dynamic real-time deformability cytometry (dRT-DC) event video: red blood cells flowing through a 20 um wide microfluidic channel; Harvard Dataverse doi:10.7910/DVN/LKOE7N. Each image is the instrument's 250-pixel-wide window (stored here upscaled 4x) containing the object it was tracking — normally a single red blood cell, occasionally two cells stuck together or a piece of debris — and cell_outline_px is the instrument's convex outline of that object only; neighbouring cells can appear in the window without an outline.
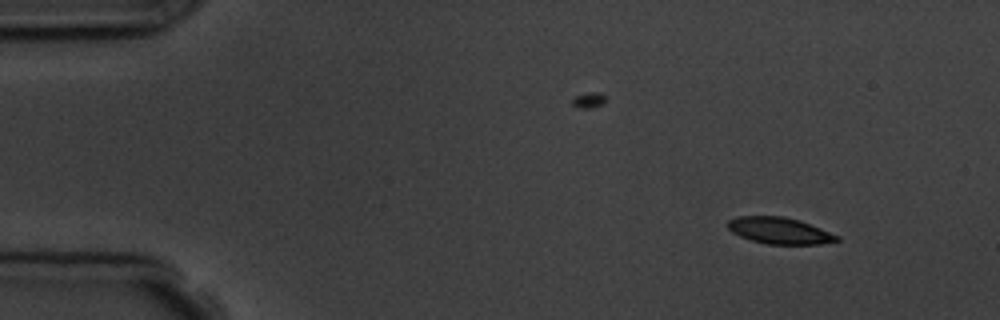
{"species": "common noctule bat (a hibernating species)", "species_latin": "Nyctalus noctula", "temperature_condition": "room temperature", "stored_images_in_passage": 4, "camera_frame_rate_fps": 3000, "um_per_image_px": 0.085, "animal": {"sex": "male", "body_mass_g": 19.5, "forearm_length_mm": 54.6}, "frame": {"image": 1, "passage_image": 1, "time_ms": 0.0, "image_size_px": [1000, 320], "cell_outline_px": [[840, 240], [820, 244], [768, 244], [752, 240], [740, 236], [732, 232], [728, 228], [728, 220], [736, 216], [784, 216], [800, 220], [840, 236]], "centroid_in_image_um": [66.26, 19.59], "position_along_channel_um": 18.7, "area_um2": 16.82}}
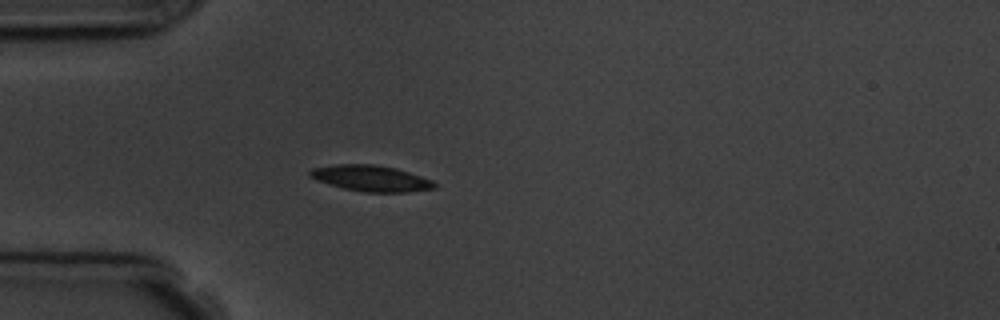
{"frame": {"image": 2, "passage_image": 4, "time_ms": 3.333, "image_size_px": [1000, 320], "cell_outline_px": [[436, 188], [408, 192], [364, 192], [344, 188], [328, 184], [316, 180], [308, 176], [308, 172], [312, 168], [336, 164], [372, 164], [396, 168], [432, 180], [436, 184]], "centroid_in_image_um": [31.5, 15.15], "position_along_channel_um": 53.5, "area_um2": 18.84}}